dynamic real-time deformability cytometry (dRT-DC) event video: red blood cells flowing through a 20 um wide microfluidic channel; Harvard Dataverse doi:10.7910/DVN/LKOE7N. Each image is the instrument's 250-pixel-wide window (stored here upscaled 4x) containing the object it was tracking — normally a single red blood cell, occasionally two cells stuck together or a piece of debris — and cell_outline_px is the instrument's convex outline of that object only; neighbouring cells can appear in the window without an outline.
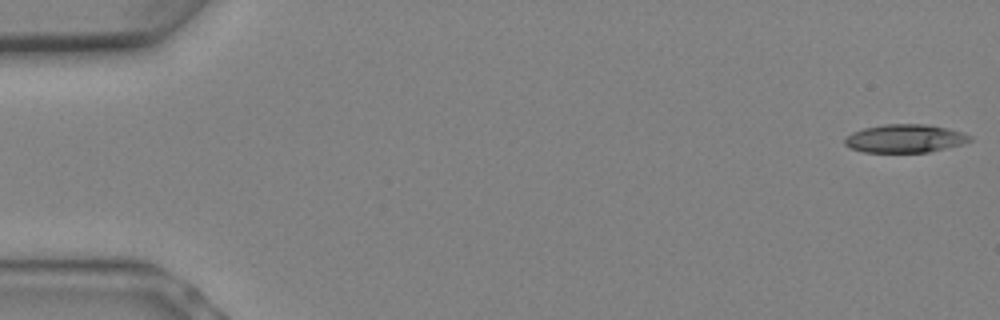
{"species": "Egyptian fruit bat (a non-hibernating species)", "species_latin": "Rousettus aegyptiacus", "temperature_condition": "warm", "stored_images_in_passage": 8, "segment_of_instrument_passage": [1, 2], "camera_frame_rate_fps": 3000, "um_per_image_px": 0.085, "animal": {"sex": "female"}, "frame": {"image": 1, "passage_image": 1, "time_ms": 0.0, "image_size_px": [1000, 320], "cell_outline_px": [[972, 140], [964, 144], [928, 152], [864, 152], [852, 148], [844, 144], [844, 136], [852, 132], [864, 128], [884, 124], [924, 124], [948, 128], [964, 132], [972, 136]], "centroid_in_image_um": [76.94, 11.77], "position_along_channel_um": 8.1, "area_um2": 20.75}}
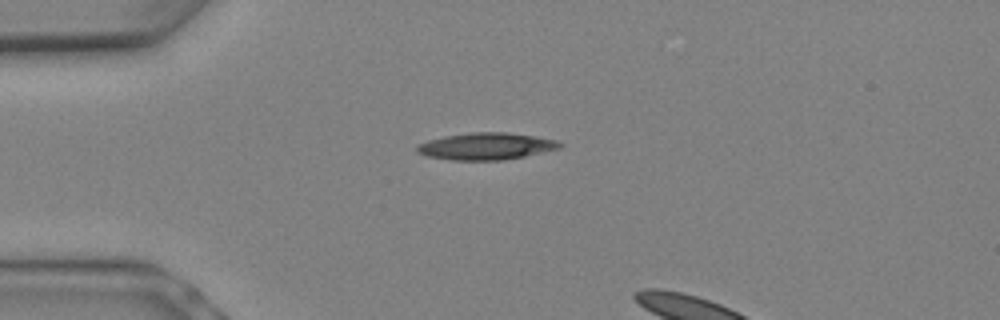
{"frame": {"image": 2, "passage_image": 6, "time_ms": 1.667, "image_size_px": [1000, 320], "cell_outline_px": [[564, 144], [560, 148], [524, 156], [504, 160], [452, 160], [424, 156], [416, 152], [416, 144], [428, 140], [444, 136], [472, 132], [508, 132], [536, 136], [556, 140]], "centroid_in_image_um": [41.29, 12.43], "position_along_channel_um": 43.7, "area_um2": 22.6}}